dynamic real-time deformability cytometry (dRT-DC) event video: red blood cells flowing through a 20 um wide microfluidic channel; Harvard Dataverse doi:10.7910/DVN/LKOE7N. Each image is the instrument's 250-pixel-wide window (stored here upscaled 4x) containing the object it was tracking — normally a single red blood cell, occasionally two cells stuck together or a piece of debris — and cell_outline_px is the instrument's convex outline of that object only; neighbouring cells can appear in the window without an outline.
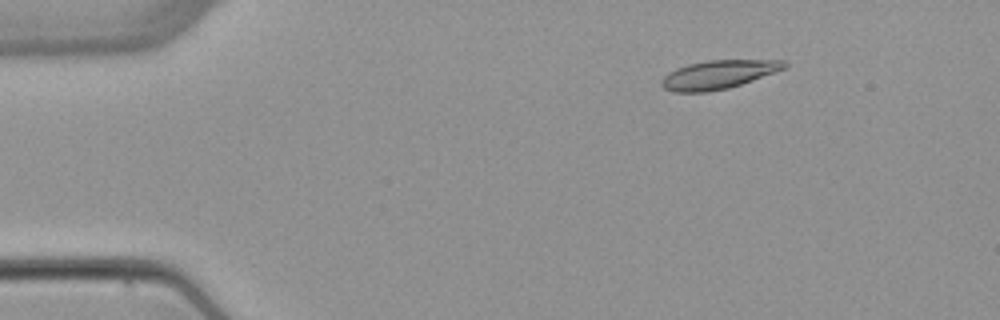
{"species": "common noctule bat (a hibernating species)", "species_latin": "Nyctalus noctula", "temperature_condition": "warm", "stored_images_in_passage": 4, "camera_frame_rate_fps": 3000, "um_per_image_px": 0.085, "animal": {"sex": "female", "body_mass_g": 22.7, "forearm_length_mm": 54.2}, "frame": {"image": 1, "passage_image": 2, "time_ms": 1.333, "image_size_px": [1000, 320], "cell_outline_px": [[788, 64], [784, 68], [776, 72], [728, 88], [708, 92], [676, 92], [664, 88], [660, 84], [660, 80], [668, 72], [676, 68], [688, 64], [708, 60], [784, 60]], "centroid_in_image_um": [61.03, 6.33], "position_along_channel_um": 24.0, "area_um2": 20.4}}